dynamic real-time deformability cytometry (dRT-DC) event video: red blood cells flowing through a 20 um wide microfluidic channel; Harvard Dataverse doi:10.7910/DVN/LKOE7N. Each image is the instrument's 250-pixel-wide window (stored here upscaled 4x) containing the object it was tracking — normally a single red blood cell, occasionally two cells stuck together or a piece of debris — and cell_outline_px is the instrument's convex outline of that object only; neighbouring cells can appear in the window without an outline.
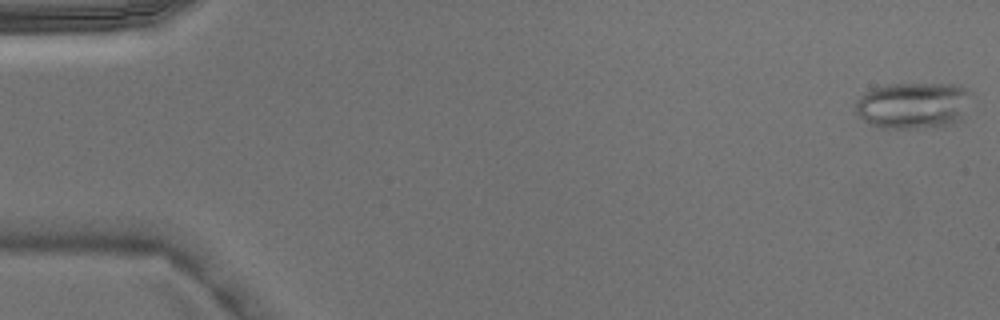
{"species": "Egyptian fruit bat (a non-hibernating species)", "species_latin": "Rousettus aegyptiacus", "temperature_condition": "warm", "stored_images_in_passage": 5, "camera_frame_rate_fps": 3000, "um_per_image_px": 0.085, "animal": {"sex": "male"}, "frame": {"image": 1, "passage_image": 1, "time_ms": 0.0, "image_size_px": [1000, 320], "cell_outline_px": [[972, 92], [964, 120], [956, 124], [944, 128], [880, 128], [868, 124], [856, 112], [856, 100], [864, 92], [872, 88], [884, 84], [952, 84], [964, 88]], "centroid_in_image_um": [77.68, 8.99], "position_along_channel_um": 7.3, "area_um2": 32.31}}